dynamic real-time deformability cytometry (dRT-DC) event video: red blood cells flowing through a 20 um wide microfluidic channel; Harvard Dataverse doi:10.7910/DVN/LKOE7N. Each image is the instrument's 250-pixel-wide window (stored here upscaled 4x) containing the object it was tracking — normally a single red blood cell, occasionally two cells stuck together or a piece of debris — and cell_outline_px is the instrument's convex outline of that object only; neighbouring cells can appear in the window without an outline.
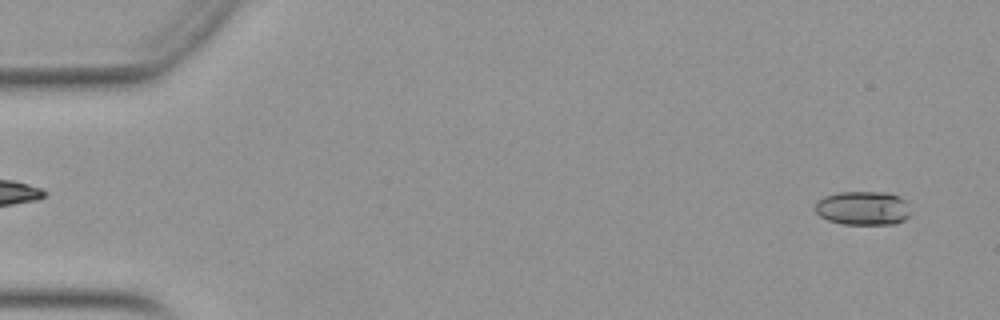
{"species": "Egyptian fruit bat (a non-hibernating species)", "species_latin": "Rousettus aegyptiacus", "temperature_condition": "warm", "stored_images_in_passage": 52, "camera_frame_rate_fps": 3000, "um_per_image_px": 0.085, "animal": {"sex": "female"}, "frame": {"image": 1, "passage_image": 3, "time_ms": 0.667, "image_size_px": [1000, 320], "cell_outline_px": [[912, 212], [904, 220], [896, 224], [844, 224], [828, 220], [820, 216], [816, 212], [816, 204], [824, 196], [840, 192], [888, 192], [900, 196], [904, 200]], "centroid_in_image_um": [73.39, 17.69], "position_along_channel_um": 11.6, "area_um2": 18.9}}
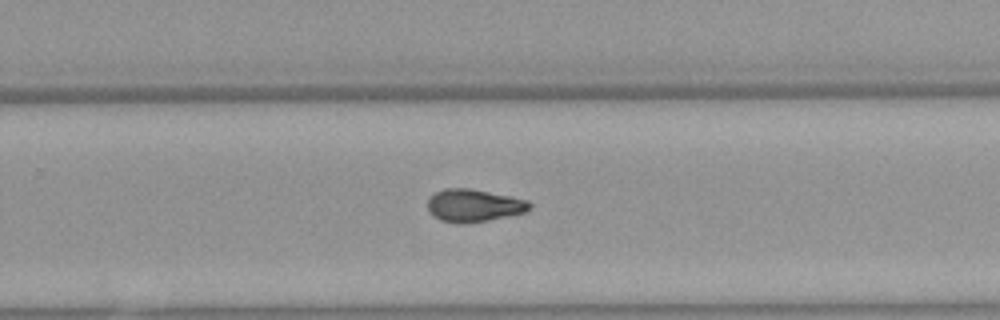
{"frame": {"image": 2, "passage_image": 34, "time_ms": 11.0, "image_size_px": [1000, 320], "cell_outline_px": [[532, 208], [528, 212], [468, 224], [460, 224], [440, 220], [432, 216], [428, 212], [428, 200], [436, 192], [444, 188], [468, 188], [528, 200], [532, 204]], "centroid_in_image_um": [40.28, 17.49], "position_along_channel_um": 289.5, "area_um2": 19.54}}
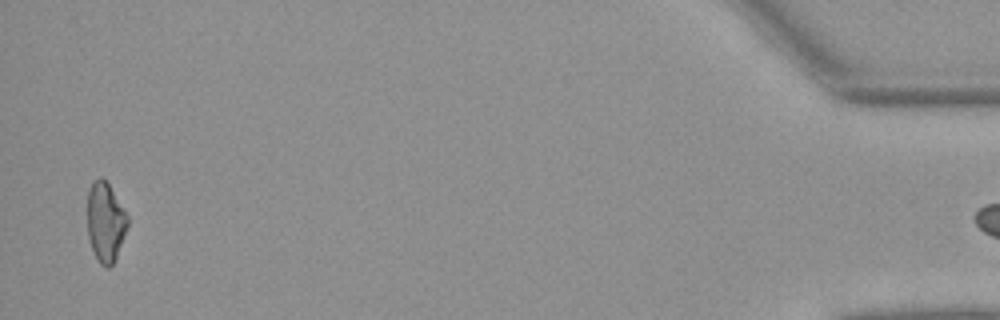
{"frame": {"image": 3, "passage_image": 51, "time_ms": 16.667, "image_size_px": [1000, 320], "cell_outline_px": [[128, 224], [116, 256], [112, 264], [108, 268], [104, 268], [100, 264], [92, 248], [88, 236], [88, 188], [92, 180], [100, 176], [108, 184], [128, 216]], "centroid_in_image_um": [8.94, 18.85], "position_along_channel_um": 426.3, "area_um2": 18.32}}